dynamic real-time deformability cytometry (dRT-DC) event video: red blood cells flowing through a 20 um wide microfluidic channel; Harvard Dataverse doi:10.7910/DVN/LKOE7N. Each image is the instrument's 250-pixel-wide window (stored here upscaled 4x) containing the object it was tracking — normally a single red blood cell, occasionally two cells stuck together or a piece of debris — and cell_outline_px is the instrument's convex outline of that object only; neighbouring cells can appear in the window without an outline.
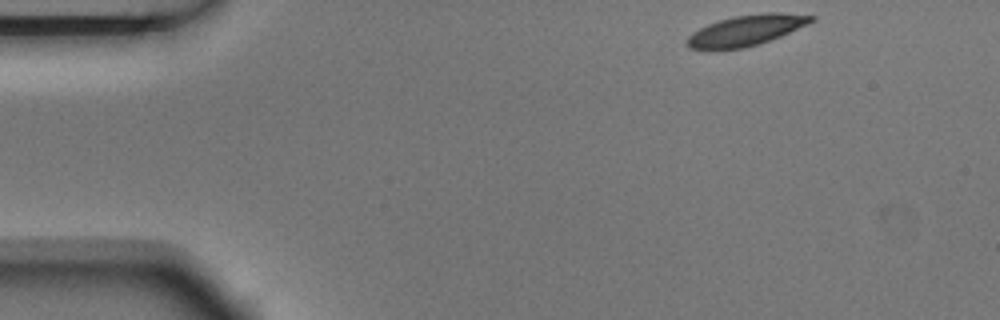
{"species": "Egyptian fruit bat (a non-hibernating species)", "species_latin": "Rousettus aegyptiacus", "temperature_condition": "room temperature", "stored_images_in_passage": 4, "camera_frame_rate_fps": 3000, "um_per_image_px": 0.085, "animal": {"sex": "male"}, "frame": {"image": 1, "passage_image": 1, "time_ms": 0.0, "image_size_px": [1000, 320], "cell_outline_px": [[816, 20], [808, 24], [780, 36], [744, 48], [692, 48], [688, 44], [688, 36], [692, 32], [708, 24], [732, 16], [760, 12], [780, 12], [816, 16]], "centroid_in_image_um": [63.49, 2.53], "position_along_channel_um": 21.5, "area_um2": 21.73}}
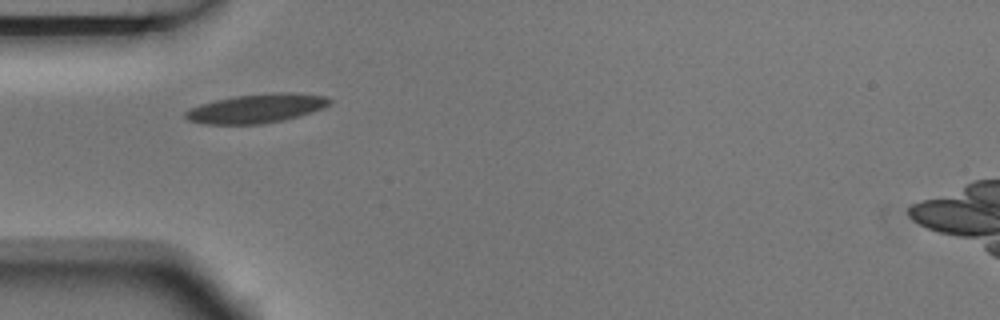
{"frame": {"image": 2, "passage_image": 3, "time_ms": 0.667, "image_size_px": [1000, 320], "cell_outline_px": [[332, 100], [324, 108], [312, 112], [284, 120], [260, 124], [204, 124], [188, 120], [184, 116], [184, 112], [188, 108], [200, 104], [216, 100], [236, 96], [280, 92], [292, 92], [328, 96]], "centroid_in_image_um": [21.8, 9.22], "position_along_channel_um": 63.2, "area_um2": 24.39}}
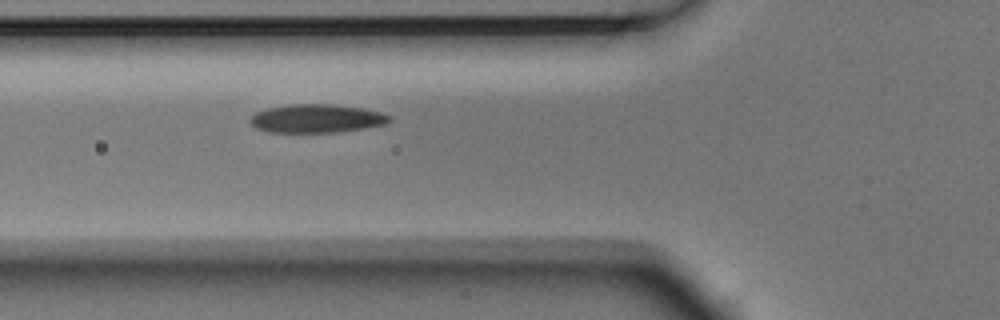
{"frame": {"image": 3, "passage_image": 4, "time_ms": 1.0, "image_size_px": [1000, 320], "cell_outline_px": [[392, 120], [388, 124], [364, 128], [336, 132], [268, 132], [256, 128], [248, 120], [256, 112], [268, 108], [288, 104], [332, 104], [364, 108], [380, 112], [392, 116]], "centroid_in_image_um": [26.94, 10.07], "position_along_channel_um": 98.9, "area_um2": 23.24}}